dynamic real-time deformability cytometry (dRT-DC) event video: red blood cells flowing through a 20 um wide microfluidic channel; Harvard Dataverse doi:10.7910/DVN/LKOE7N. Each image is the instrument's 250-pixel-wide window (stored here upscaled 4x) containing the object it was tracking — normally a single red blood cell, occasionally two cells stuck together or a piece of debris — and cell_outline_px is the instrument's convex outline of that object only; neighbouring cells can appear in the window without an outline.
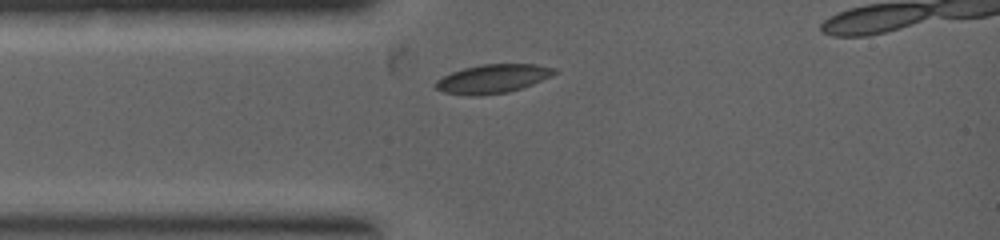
{"species": "common noctule bat (a hibernating species)", "species_latin": "Nyctalus noctula", "temperature_condition": "warm", "stored_images_in_passage": 3, "camera_frame_rate_fps": 5000, "um_per_image_px": 0.085, "animal": {"sex": "female", "body_mass_g": 19.0, "forearm_length_mm": 53.3}, "frame": {"image": 1, "passage_image": 1, "time_ms": 0.0, "image_size_px": [1000, 240], "cell_outline_px": [[556, 72], [532, 84], [508, 92], [480, 96], [472, 96], [444, 92], [436, 88], [436, 80], [452, 72], [464, 68], [480, 64], [536, 64], [556, 68]], "centroid_in_image_um": [41.86, 6.69], "position_along_channel_um": 43.1, "area_um2": 19.65}}